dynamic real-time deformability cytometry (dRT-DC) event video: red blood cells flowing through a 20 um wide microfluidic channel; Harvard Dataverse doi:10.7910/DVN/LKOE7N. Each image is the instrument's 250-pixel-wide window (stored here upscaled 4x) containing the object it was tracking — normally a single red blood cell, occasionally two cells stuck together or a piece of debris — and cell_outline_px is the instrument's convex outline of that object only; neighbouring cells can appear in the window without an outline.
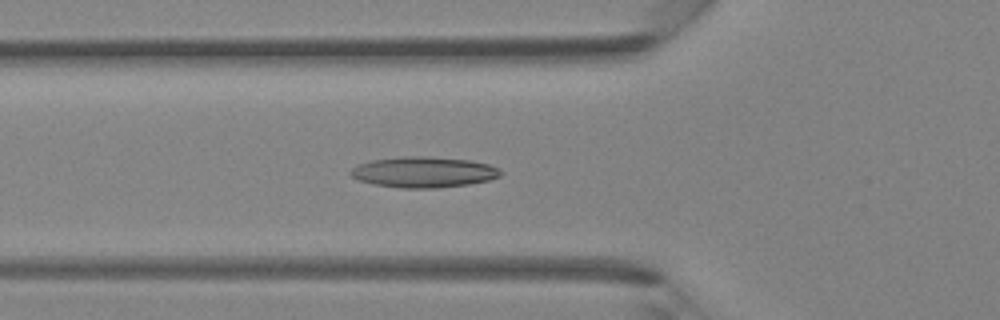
{"species": "Egyptian fruit bat (a non-hibernating species)", "species_latin": "Rousettus aegyptiacus", "temperature_condition": "room temperature", "stored_images_in_passage": 30, "segment_of_instrument_passage": [1, 2], "camera_frame_rate_fps": 3000, "um_per_image_px": 0.085, "animal": {"sex": "female"}, "frame": {"image": 1, "passage_image": 2, "time_ms": 0.333, "image_size_px": [1000, 320], "cell_outline_px": [[504, 172], [500, 176], [488, 180], [468, 184], [436, 188], [400, 188], [372, 184], [360, 180], [352, 176], [348, 172], [352, 168], [360, 164], [372, 160], [400, 156], [428, 156], [472, 160], [488, 164]], "centroid_in_image_um": [36.01, 14.62], "position_along_channel_um": 89.8, "area_um2": 26.93}}
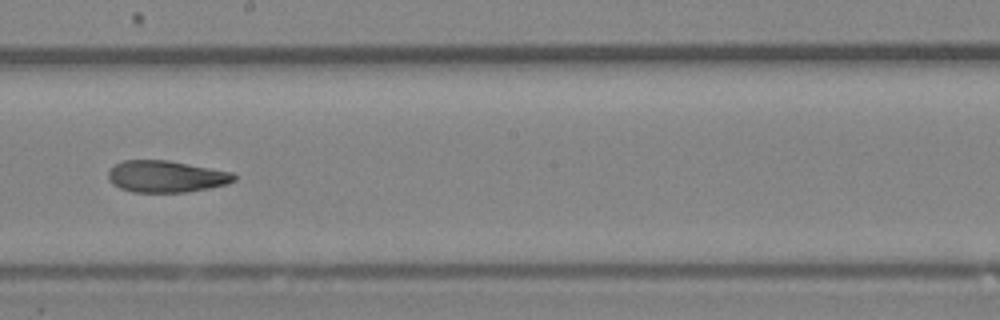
{"frame": {"image": 2, "passage_image": 11, "time_ms": 3.333, "image_size_px": [1000, 320], "cell_outline_px": [[236, 180], [228, 184], [188, 192], [132, 192], [120, 188], [112, 184], [108, 180], [108, 172], [116, 164], [124, 160], [168, 160], [232, 172], [236, 176]], "centroid_in_image_um": [14.12, 15.0], "position_along_channel_um": 234.1, "area_um2": 23.29}}
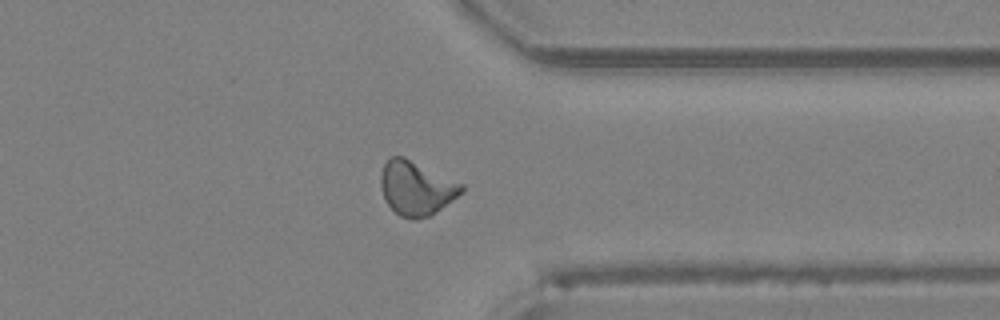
{"frame": {"image": 3, "passage_image": 20, "time_ms": 6.333, "image_size_px": [1000, 320], "cell_outline_px": [[464, 192], [428, 216], [412, 220], [400, 216], [388, 204], [384, 196], [380, 184], [380, 176], [384, 164], [392, 156], [404, 156], [464, 184]], "centroid_in_image_um": [35.39, 15.97], "position_along_channel_um": 376.0, "area_um2": 25.26}}